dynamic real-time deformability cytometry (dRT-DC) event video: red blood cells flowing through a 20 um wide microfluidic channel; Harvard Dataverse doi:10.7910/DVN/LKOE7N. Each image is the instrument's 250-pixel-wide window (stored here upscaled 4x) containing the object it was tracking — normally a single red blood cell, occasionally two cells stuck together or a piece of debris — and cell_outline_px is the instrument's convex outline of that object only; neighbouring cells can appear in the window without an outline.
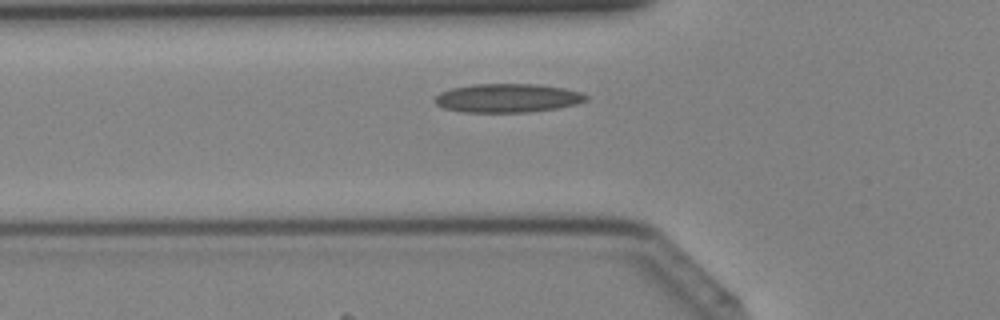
{"species": "Egyptian fruit bat (a non-hibernating species)", "species_latin": "Rousettus aegyptiacus", "temperature_condition": "cold", "stored_images_in_passage": 31, "camera_frame_rate_fps": 3000, "um_per_image_px": 0.085, "animal": {"sex": "female"}, "frame": {"image": 1, "passage_image": 6, "time_ms": 1.667, "image_size_px": [1000, 320], "cell_outline_px": [[588, 100], [576, 104], [556, 108], [528, 112], [464, 112], [444, 108], [436, 104], [432, 100], [440, 92], [452, 88], [472, 84], [540, 84], [564, 88], [580, 92], [588, 96]], "centroid_in_image_um": [43.13, 8.33], "position_along_channel_um": 82.7, "area_um2": 25.37}}
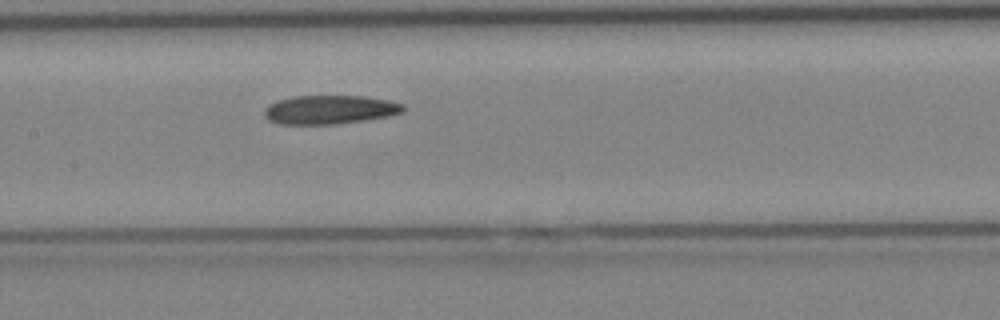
{"frame": {"image": 2, "passage_image": 12, "time_ms": 3.667, "image_size_px": [1000, 320], "cell_outline_px": [[404, 112], [388, 116], [364, 120], [336, 124], [280, 124], [268, 120], [264, 116], [264, 108], [268, 104], [276, 100], [292, 96], [364, 96], [388, 100], [404, 104]], "centroid_in_image_um": [27.99, 9.32], "position_along_channel_um": 179.4, "area_um2": 23.47}}
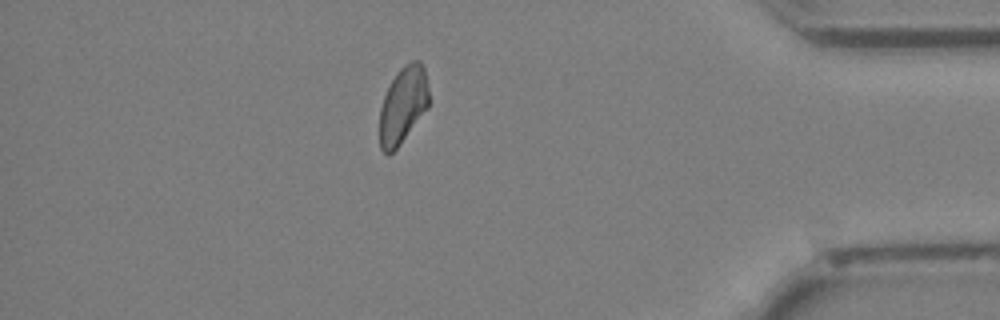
{"frame": {"image": 3, "passage_image": 28, "time_ms": 9.0, "image_size_px": [1000, 320], "cell_outline_px": [[428, 108], [400, 144], [388, 156], [380, 148], [380, 108], [384, 96], [396, 72], [404, 64], [412, 60], [420, 60], [424, 68], [428, 88]], "centroid_in_image_um": [34.25, 8.92], "position_along_channel_um": 400.9, "area_um2": 21.96}}